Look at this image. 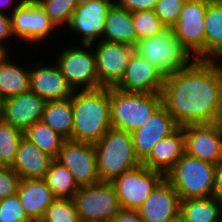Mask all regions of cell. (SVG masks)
I'll return each instance as SVG.
<instances>
[{
    "instance_id": "6da1fadb",
    "label": "cell",
    "mask_w": 222,
    "mask_h": 222,
    "mask_svg": "<svg viewBox=\"0 0 222 222\" xmlns=\"http://www.w3.org/2000/svg\"><path fill=\"white\" fill-rule=\"evenodd\" d=\"M162 105L179 127L217 122L222 102V78L212 60H193L166 75Z\"/></svg>"
},
{
    "instance_id": "7a4b0ae2",
    "label": "cell",
    "mask_w": 222,
    "mask_h": 222,
    "mask_svg": "<svg viewBox=\"0 0 222 222\" xmlns=\"http://www.w3.org/2000/svg\"><path fill=\"white\" fill-rule=\"evenodd\" d=\"M73 107L72 141L97 143L112 127L110 87L76 90L71 97Z\"/></svg>"
},
{
    "instance_id": "3957f363",
    "label": "cell",
    "mask_w": 222,
    "mask_h": 222,
    "mask_svg": "<svg viewBox=\"0 0 222 222\" xmlns=\"http://www.w3.org/2000/svg\"><path fill=\"white\" fill-rule=\"evenodd\" d=\"M95 152L101 181L111 182L142 164L136 156L131 133L112 127L95 143Z\"/></svg>"
},
{
    "instance_id": "277c9868",
    "label": "cell",
    "mask_w": 222,
    "mask_h": 222,
    "mask_svg": "<svg viewBox=\"0 0 222 222\" xmlns=\"http://www.w3.org/2000/svg\"><path fill=\"white\" fill-rule=\"evenodd\" d=\"M216 165L184 154L165 174L180 200L212 196Z\"/></svg>"
},
{
    "instance_id": "5b68a950",
    "label": "cell",
    "mask_w": 222,
    "mask_h": 222,
    "mask_svg": "<svg viewBox=\"0 0 222 222\" xmlns=\"http://www.w3.org/2000/svg\"><path fill=\"white\" fill-rule=\"evenodd\" d=\"M162 104L161 93H126L110 87L112 128L132 133Z\"/></svg>"
},
{
    "instance_id": "8992f818",
    "label": "cell",
    "mask_w": 222,
    "mask_h": 222,
    "mask_svg": "<svg viewBox=\"0 0 222 222\" xmlns=\"http://www.w3.org/2000/svg\"><path fill=\"white\" fill-rule=\"evenodd\" d=\"M135 51L156 66L164 76L187 67L194 60L179 43L172 28L139 40Z\"/></svg>"
},
{
    "instance_id": "52a82bcc",
    "label": "cell",
    "mask_w": 222,
    "mask_h": 222,
    "mask_svg": "<svg viewBox=\"0 0 222 222\" xmlns=\"http://www.w3.org/2000/svg\"><path fill=\"white\" fill-rule=\"evenodd\" d=\"M73 201L80 222H109L122 210L113 184L107 181L80 186Z\"/></svg>"
},
{
    "instance_id": "ba28073f",
    "label": "cell",
    "mask_w": 222,
    "mask_h": 222,
    "mask_svg": "<svg viewBox=\"0 0 222 222\" xmlns=\"http://www.w3.org/2000/svg\"><path fill=\"white\" fill-rule=\"evenodd\" d=\"M81 46L62 48L54 62L74 91L98 89L99 77L93 48L90 44Z\"/></svg>"
},
{
    "instance_id": "9c48e42d",
    "label": "cell",
    "mask_w": 222,
    "mask_h": 222,
    "mask_svg": "<svg viewBox=\"0 0 222 222\" xmlns=\"http://www.w3.org/2000/svg\"><path fill=\"white\" fill-rule=\"evenodd\" d=\"M165 174L145 167L143 164L115 177L113 184L120 206L124 210L137 211Z\"/></svg>"
},
{
    "instance_id": "30bf717a",
    "label": "cell",
    "mask_w": 222,
    "mask_h": 222,
    "mask_svg": "<svg viewBox=\"0 0 222 222\" xmlns=\"http://www.w3.org/2000/svg\"><path fill=\"white\" fill-rule=\"evenodd\" d=\"M211 0H186L172 27L179 43L195 60H205V12Z\"/></svg>"
},
{
    "instance_id": "8fae6325",
    "label": "cell",
    "mask_w": 222,
    "mask_h": 222,
    "mask_svg": "<svg viewBox=\"0 0 222 222\" xmlns=\"http://www.w3.org/2000/svg\"><path fill=\"white\" fill-rule=\"evenodd\" d=\"M10 25L13 38L33 46L49 40L53 30L58 29L35 0H26L18 6L10 15Z\"/></svg>"
},
{
    "instance_id": "7c38bea8",
    "label": "cell",
    "mask_w": 222,
    "mask_h": 222,
    "mask_svg": "<svg viewBox=\"0 0 222 222\" xmlns=\"http://www.w3.org/2000/svg\"><path fill=\"white\" fill-rule=\"evenodd\" d=\"M90 45L94 48L99 88L115 87L121 81L135 48L102 39Z\"/></svg>"
},
{
    "instance_id": "4fadbf2b",
    "label": "cell",
    "mask_w": 222,
    "mask_h": 222,
    "mask_svg": "<svg viewBox=\"0 0 222 222\" xmlns=\"http://www.w3.org/2000/svg\"><path fill=\"white\" fill-rule=\"evenodd\" d=\"M56 160L69 169L79 187L101 182L93 143L65 140Z\"/></svg>"
},
{
    "instance_id": "5bb4252c",
    "label": "cell",
    "mask_w": 222,
    "mask_h": 222,
    "mask_svg": "<svg viewBox=\"0 0 222 222\" xmlns=\"http://www.w3.org/2000/svg\"><path fill=\"white\" fill-rule=\"evenodd\" d=\"M164 78V74L156 66L134 51L115 88L126 93H161Z\"/></svg>"
},
{
    "instance_id": "9a60e30c",
    "label": "cell",
    "mask_w": 222,
    "mask_h": 222,
    "mask_svg": "<svg viewBox=\"0 0 222 222\" xmlns=\"http://www.w3.org/2000/svg\"><path fill=\"white\" fill-rule=\"evenodd\" d=\"M114 0H92L88 4L77 6L67 26L79 35L81 44H92L103 36L106 15ZM98 39V40H97Z\"/></svg>"
},
{
    "instance_id": "2e32d148",
    "label": "cell",
    "mask_w": 222,
    "mask_h": 222,
    "mask_svg": "<svg viewBox=\"0 0 222 222\" xmlns=\"http://www.w3.org/2000/svg\"><path fill=\"white\" fill-rule=\"evenodd\" d=\"M185 153L217 164L222 161V130L217 123L183 126Z\"/></svg>"
},
{
    "instance_id": "e0dca14e",
    "label": "cell",
    "mask_w": 222,
    "mask_h": 222,
    "mask_svg": "<svg viewBox=\"0 0 222 222\" xmlns=\"http://www.w3.org/2000/svg\"><path fill=\"white\" fill-rule=\"evenodd\" d=\"M178 127L173 116L161 104L142 126L131 133L137 158L143 162L155 144Z\"/></svg>"
},
{
    "instance_id": "ac0fdd59",
    "label": "cell",
    "mask_w": 222,
    "mask_h": 222,
    "mask_svg": "<svg viewBox=\"0 0 222 222\" xmlns=\"http://www.w3.org/2000/svg\"><path fill=\"white\" fill-rule=\"evenodd\" d=\"M180 197L164 178L137 210L144 222H178Z\"/></svg>"
},
{
    "instance_id": "d6986e66",
    "label": "cell",
    "mask_w": 222,
    "mask_h": 222,
    "mask_svg": "<svg viewBox=\"0 0 222 222\" xmlns=\"http://www.w3.org/2000/svg\"><path fill=\"white\" fill-rule=\"evenodd\" d=\"M29 68L30 91L46 101L65 100L72 97L74 90L62 75L56 63H36Z\"/></svg>"
},
{
    "instance_id": "ffe728a7",
    "label": "cell",
    "mask_w": 222,
    "mask_h": 222,
    "mask_svg": "<svg viewBox=\"0 0 222 222\" xmlns=\"http://www.w3.org/2000/svg\"><path fill=\"white\" fill-rule=\"evenodd\" d=\"M46 100L31 91L7 98L3 102L1 119L23 132L41 121Z\"/></svg>"
},
{
    "instance_id": "44dd1931",
    "label": "cell",
    "mask_w": 222,
    "mask_h": 222,
    "mask_svg": "<svg viewBox=\"0 0 222 222\" xmlns=\"http://www.w3.org/2000/svg\"><path fill=\"white\" fill-rule=\"evenodd\" d=\"M185 154V137L183 127L162 138L153 147L152 152L142 162L148 169L166 174Z\"/></svg>"
},
{
    "instance_id": "7402d4cb",
    "label": "cell",
    "mask_w": 222,
    "mask_h": 222,
    "mask_svg": "<svg viewBox=\"0 0 222 222\" xmlns=\"http://www.w3.org/2000/svg\"><path fill=\"white\" fill-rule=\"evenodd\" d=\"M53 158L22 137L11 168L23 179H44Z\"/></svg>"
},
{
    "instance_id": "603a6c76",
    "label": "cell",
    "mask_w": 222,
    "mask_h": 222,
    "mask_svg": "<svg viewBox=\"0 0 222 222\" xmlns=\"http://www.w3.org/2000/svg\"><path fill=\"white\" fill-rule=\"evenodd\" d=\"M16 193L30 219L42 218L47 207L56 199L44 179L20 180Z\"/></svg>"
},
{
    "instance_id": "cb8c5ba5",
    "label": "cell",
    "mask_w": 222,
    "mask_h": 222,
    "mask_svg": "<svg viewBox=\"0 0 222 222\" xmlns=\"http://www.w3.org/2000/svg\"><path fill=\"white\" fill-rule=\"evenodd\" d=\"M102 40L133 46L138 44L132 13L115 3L109 9Z\"/></svg>"
},
{
    "instance_id": "d4e9b609",
    "label": "cell",
    "mask_w": 222,
    "mask_h": 222,
    "mask_svg": "<svg viewBox=\"0 0 222 222\" xmlns=\"http://www.w3.org/2000/svg\"><path fill=\"white\" fill-rule=\"evenodd\" d=\"M221 217L222 201L213 196L180 201V222H219Z\"/></svg>"
},
{
    "instance_id": "484cf974",
    "label": "cell",
    "mask_w": 222,
    "mask_h": 222,
    "mask_svg": "<svg viewBox=\"0 0 222 222\" xmlns=\"http://www.w3.org/2000/svg\"><path fill=\"white\" fill-rule=\"evenodd\" d=\"M205 60L222 54V0H211L205 12Z\"/></svg>"
},
{
    "instance_id": "4316f807",
    "label": "cell",
    "mask_w": 222,
    "mask_h": 222,
    "mask_svg": "<svg viewBox=\"0 0 222 222\" xmlns=\"http://www.w3.org/2000/svg\"><path fill=\"white\" fill-rule=\"evenodd\" d=\"M41 121L49 125L65 140H72L73 107L71 97L65 100L47 101Z\"/></svg>"
},
{
    "instance_id": "83f0119b",
    "label": "cell",
    "mask_w": 222,
    "mask_h": 222,
    "mask_svg": "<svg viewBox=\"0 0 222 222\" xmlns=\"http://www.w3.org/2000/svg\"><path fill=\"white\" fill-rule=\"evenodd\" d=\"M30 91L29 68L14 63L8 57L0 65V95L7 98L24 94Z\"/></svg>"
},
{
    "instance_id": "f1b7e54d",
    "label": "cell",
    "mask_w": 222,
    "mask_h": 222,
    "mask_svg": "<svg viewBox=\"0 0 222 222\" xmlns=\"http://www.w3.org/2000/svg\"><path fill=\"white\" fill-rule=\"evenodd\" d=\"M44 180L56 198L73 199L79 188L69 169L56 159L51 161Z\"/></svg>"
},
{
    "instance_id": "f546056e",
    "label": "cell",
    "mask_w": 222,
    "mask_h": 222,
    "mask_svg": "<svg viewBox=\"0 0 222 222\" xmlns=\"http://www.w3.org/2000/svg\"><path fill=\"white\" fill-rule=\"evenodd\" d=\"M24 137L38 146L43 152L56 159L65 139L42 121L30 125L24 132Z\"/></svg>"
},
{
    "instance_id": "4dcf8cb0",
    "label": "cell",
    "mask_w": 222,
    "mask_h": 222,
    "mask_svg": "<svg viewBox=\"0 0 222 222\" xmlns=\"http://www.w3.org/2000/svg\"><path fill=\"white\" fill-rule=\"evenodd\" d=\"M23 131L0 118V158L6 166H12Z\"/></svg>"
},
{
    "instance_id": "1f68e13d",
    "label": "cell",
    "mask_w": 222,
    "mask_h": 222,
    "mask_svg": "<svg viewBox=\"0 0 222 222\" xmlns=\"http://www.w3.org/2000/svg\"><path fill=\"white\" fill-rule=\"evenodd\" d=\"M57 28L67 26L77 8L76 0H35Z\"/></svg>"
},
{
    "instance_id": "d6a6232c",
    "label": "cell",
    "mask_w": 222,
    "mask_h": 222,
    "mask_svg": "<svg viewBox=\"0 0 222 222\" xmlns=\"http://www.w3.org/2000/svg\"><path fill=\"white\" fill-rule=\"evenodd\" d=\"M132 21L138 41L153 37L166 29L154 10L132 12Z\"/></svg>"
},
{
    "instance_id": "836d02e7",
    "label": "cell",
    "mask_w": 222,
    "mask_h": 222,
    "mask_svg": "<svg viewBox=\"0 0 222 222\" xmlns=\"http://www.w3.org/2000/svg\"><path fill=\"white\" fill-rule=\"evenodd\" d=\"M47 222H80L73 199L56 198L42 217Z\"/></svg>"
},
{
    "instance_id": "e575fe53",
    "label": "cell",
    "mask_w": 222,
    "mask_h": 222,
    "mask_svg": "<svg viewBox=\"0 0 222 222\" xmlns=\"http://www.w3.org/2000/svg\"><path fill=\"white\" fill-rule=\"evenodd\" d=\"M17 193L0 199V222H29Z\"/></svg>"
},
{
    "instance_id": "d590c367",
    "label": "cell",
    "mask_w": 222,
    "mask_h": 222,
    "mask_svg": "<svg viewBox=\"0 0 222 222\" xmlns=\"http://www.w3.org/2000/svg\"><path fill=\"white\" fill-rule=\"evenodd\" d=\"M185 1L186 0L157 1L154 12L166 28H172L177 23Z\"/></svg>"
},
{
    "instance_id": "8d00e7d4",
    "label": "cell",
    "mask_w": 222,
    "mask_h": 222,
    "mask_svg": "<svg viewBox=\"0 0 222 222\" xmlns=\"http://www.w3.org/2000/svg\"><path fill=\"white\" fill-rule=\"evenodd\" d=\"M20 177L10 167L4 166L0 168V199L13 195L17 192Z\"/></svg>"
},
{
    "instance_id": "74e56055",
    "label": "cell",
    "mask_w": 222,
    "mask_h": 222,
    "mask_svg": "<svg viewBox=\"0 0 222 222\" xmlns=\"http://www.w3.org/2000/svg\"><path fill=\"white\" fill-rule=\"evenodd\" d=\"M157 1L158 0H114V3L132 13L144 10H154Z\"/></svg>"
},
{
    "instance_id": "f35d334b",
    "label": "cell",
    "mask_w": 222,
    "mask_h": 222,
    "mask_svg": "<svg viewBox=\"0 0 222 222\" xmlns=\"http://www.w3.org/2000/svg\"><path fill=\"white\" fill-rule=\"evenodd\" d=\"M13 39L10 25V15L6 12H0V45L6 46L8 39ZM5 42V44H4Z\"/></svg>"
},
{
    "instance_id": "ab89813d",
    "label": "cell",
    "mask_w": 222,
    "mask_h": 222,
    "mask_svg": "<svg viewBox=\"0 0 222 222\" xmlns=\"http://www.w3.org/2000/svg\"><path fill=\"white\" fill-rule=\"evenodd\" d=\"M109 222H144L139 215L138 211L122 209L111 221Z\"/></svg>"
},
{
    "instance_id": "60d3db41",
    "label": "cell",
    "mask_w": 222,
    "mask_h": 222,
    "mask_svg": "<svg viewBox=\"0 0 222 222\" xmlns=\"http://www.w3.org/2000/svg\"><path fill=\"white\" fill-rule=\"evenodd\" d=\"M212 196L222 201V161L216 164Z\"/></svg>"
},
{
    "instance_id": "b9f144b4",
    "label": "cell",
    "mask_w": 222,
    "mask_h": 222,
    "mask_svg": "<svg viewBox=\"0 0 222 222\" xmlns=\"http://www.w3.org/2000/svg\"><path fill=\"white\" fill-rule=\"evenodd\" d=\"M26 0H20V2L14 3V0H0V12H5L4 9H8V7L12 10L11 14L16 10V8L22 5ZM11 5V7H10ZM14 6V8H13Z\"/></svg>"
},
{
    "instance_id": "7bdbcfd3",
    "label": "cell",
    "mask_w": 222,
    "mask_h": 222,
    "mask_svg": "<svg viewBox=\"0 0 222 222\" xmlns=\"http://www.w3.org/2000/svg\"><path fill=\"white\" fill-rule=\"evenodd\" d=\"M9 49L5 45H0V65H2L6 59H8V54H10Z\"/></svg>"
},
{
    "instance_id": "ee69618b",
    "label": "cell",
    "mask_w": 222,
    "mask_h": 222,
    "mask_svg": "<svg viewBox=\"0 0 222 222\" xmlns=\"http://www.w3.org/2000/svg\"><path fill=\"white\" fill-rule=\"evenodd\" d=\"M212 62L215 64V66L219 70V73H220L221 78H222V54L221 55H217L216 57H214L212 59Z\"/></svg>"
},
{
    "instance_id": "f6af8a7d",
    "label": "cell",
    "mask_w": 222,
    "mask_h": 222,
    "mask_svg": "<svg viewBox=\"0 0 222 222\" xmlns=\"http://www.w3.org/2000/svg\"><path fill=\"white\" fill-rule=\"evenodd\" d=\"M216 123L219 126V128L222 130V102H221L220 112H219V116Z\"/></svg>"
},
{
    "instance_id": "bcb514c9",
    "label": "cell",
    "mask_w": 222,
    "mask_h": 222,
    "mask_svg": "<svg viewBox=\"0 0 222 222\" xmlns=\"http://www.w3.org/2000/svg\"><path fill=\"white\" fill-rule=\"evenodd\" d=\"M91 1L92 0H76L77 6L88 4Z\"/></svg>"
},
{
    "instance_id": "7dc6e473",
    "label": "cell",
    "mask_w": 222,
    "mask_h": 222,
    "mask_svg": "<svg viewBox=\"0 0 222 222\" xmlns=\"http://www.w3.org/2000/svg\"><path fill=\"white\" fill-rule=\"evenodd\" d=\"M3 102H4V99L0 95V118H1V115H2V111H3Z\"/></svg>"
},
{
    "instance_id": "c3c4849f",
    "label": "cell",
    "mask_w": 222,
    "mask_h": 222,
    "mask_svg": "<svg viewBox=\"0 0 222 222\" xmlns=\"http://www.w3.org/2000/svg\"><path fill=\"white\" fill-rule=\"evenodd\" d=\"M29 222H47L43 218L31 219Z\"/></svg>"
},
{
    "instance_id": "681fc988",
    "label": "cell",
    "mask_w": 222,
    "mask_h": 222,
    "mask_svg": "<svg viewBox=\"0 0 222 222\" xmlns=\"http://www.w3.org/2000/svg\"><path fill=\"white\" fill-rule=\"evenodd\" d=\"M4 166H6V165L2 162V160H1V158H0V168H1V167H4Z\"/></svg>"
}]
</instances>
